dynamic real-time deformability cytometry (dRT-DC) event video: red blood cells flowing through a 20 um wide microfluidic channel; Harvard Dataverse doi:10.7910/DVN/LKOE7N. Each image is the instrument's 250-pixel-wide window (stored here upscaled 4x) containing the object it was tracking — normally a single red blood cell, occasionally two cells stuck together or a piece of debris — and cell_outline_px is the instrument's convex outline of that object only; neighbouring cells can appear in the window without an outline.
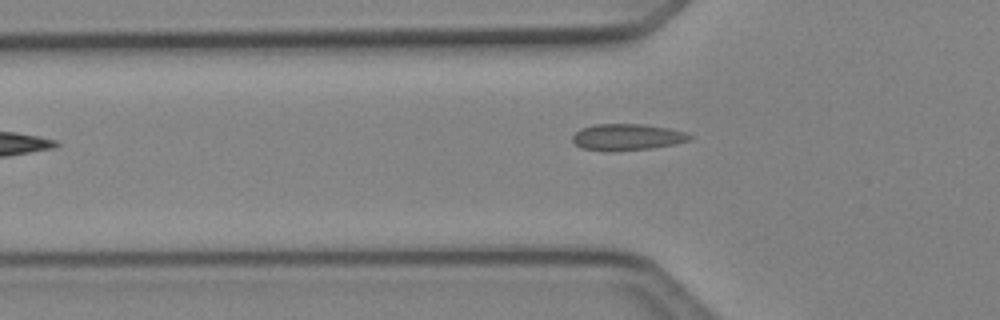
{"species": "Egyptian fruit bat (a non-hibernating species)", "species_latin": "Rousettus aegyptiacus", "temperature_condition": "cold", "stored_images_in_passage": 5, "camera_frame_rate_fps": 3000, "um_per_image_px": 0.085, "animal": {"sex": "female"}, "frame": {"image": 1, "passage_image": 5, "time_ms": 1.333, "image_size_px": [1000, 320], "cell_outline_px": [[692, 140], [676, 144], [652, 148], [612, 152], [604, 152], [580, 148], [572, 140], [572, 136], [580, 128], [596, 124], [644, 124], [668, 128], [684, 132], [692, 136]], "centroid_in_image_um": [53.28, 11.67], "position_along_channel_um": 72.5, "area_um2": 18.38}}